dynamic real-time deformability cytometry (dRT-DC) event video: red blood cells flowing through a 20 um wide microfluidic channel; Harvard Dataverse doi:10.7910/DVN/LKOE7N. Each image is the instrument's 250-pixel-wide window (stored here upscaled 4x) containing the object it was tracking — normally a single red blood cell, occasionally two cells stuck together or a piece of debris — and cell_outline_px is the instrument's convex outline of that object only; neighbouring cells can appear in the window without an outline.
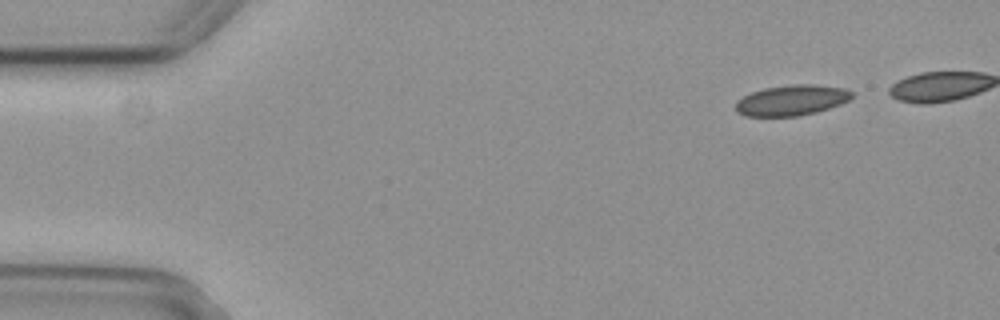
{"species": "common noctule bat (a hibernating species)", "species_latin": "Nyctalus noctula", "temperature_condition": "cold", "stored_images_in_passage": 4, "segment_of_instrument_passage": [2, 2], "camera_frame_rate_fps": 3000, "um_per_image_px": 0.085, "animal": {"sex": "female", "body_mass_g": 29.2, "forearm_length_mm": 56.3}, "frame": {"image": 1, "passage_image": 4, "time_ms": 1.0, "image_size_px": [1000, 320], "cell_outline_px": [[852, 96], [848, 100], [840, 104], [816, 112], [800, 116], [744, 116], [736, 112], [736, 100], [752, 92], [764, 88], [796, 84], [812, 84], [844, 88], [852, 92]], "centroid_in_image_um": [67.26, 8.53], "position_along_channel_um": 17.7, "area_um2": 20.58}}